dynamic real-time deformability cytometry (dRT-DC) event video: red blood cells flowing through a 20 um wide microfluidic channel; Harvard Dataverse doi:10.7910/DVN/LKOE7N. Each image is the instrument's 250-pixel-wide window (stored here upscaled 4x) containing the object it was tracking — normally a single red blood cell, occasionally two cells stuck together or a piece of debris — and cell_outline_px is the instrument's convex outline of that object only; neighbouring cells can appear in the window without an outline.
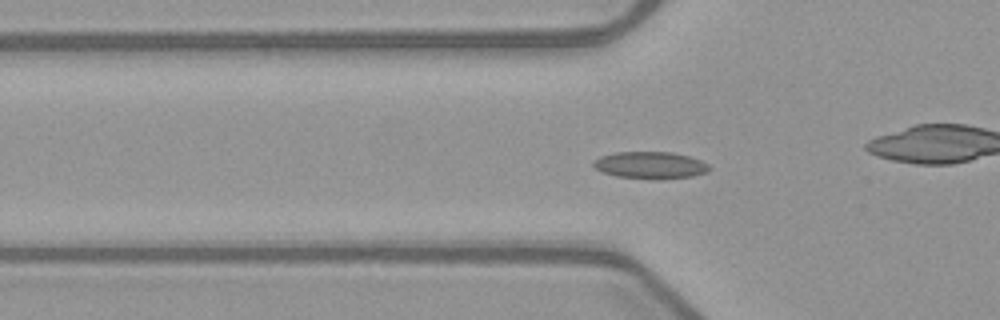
{"species": "common noctule bat (a hibernating species)", "species_latin": "Nyctalus noctula", "temperature_condition": "warm", "stored_images_in_passage": 38, "camera_frame_rate_fps": 3000, "um_per_image_px": 0.085, "animal": {"sex": "female", "body_mass_g": 21.9}, "frame": {"image": 1, "passage_image": 3, "time_ms": 0.667, "image_size_px": [1000, 320], "cell_outline_px": [[712, 168], [708, 172], [692, 176], [656, 180], [652, 180], [616, 176], [604, 172], [596, 168], [592, 164], [592, 160], [600, 156], [616, 152], [672, 152], [688, 156], [700, 160], [708, 164]], "centroid_in_image_um": [55.28, 14.05], "position_along_channel_um": 70.5, "area_um2": 18.44}}
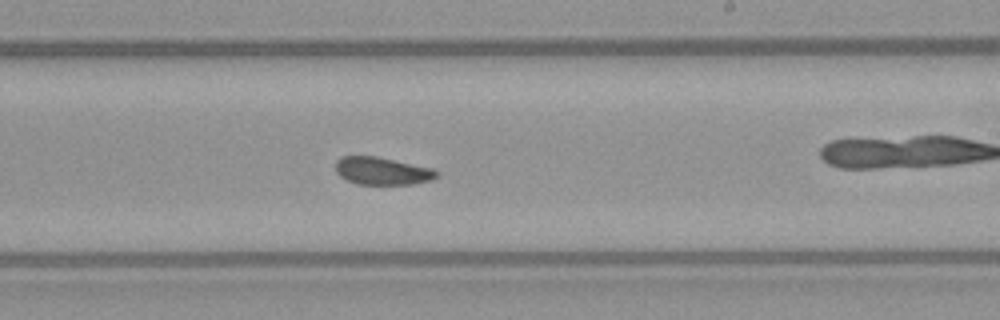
{"frame": {"image": 2, "passage_image": 17, "time_ms": 5.333, "image_size_px": [1000, 320], "cell_outline_px": [[440, 176], [432, 180], [412, 184], [356, 184], [340, 176], [336, 172], [336, 160], [340, 156], [376, 156], [432, 168], [440, 172]], "centroid_in_image_um": [32.51, 14.53], "position_along_channel_um": 256.5, "area_um2": 16.36}}
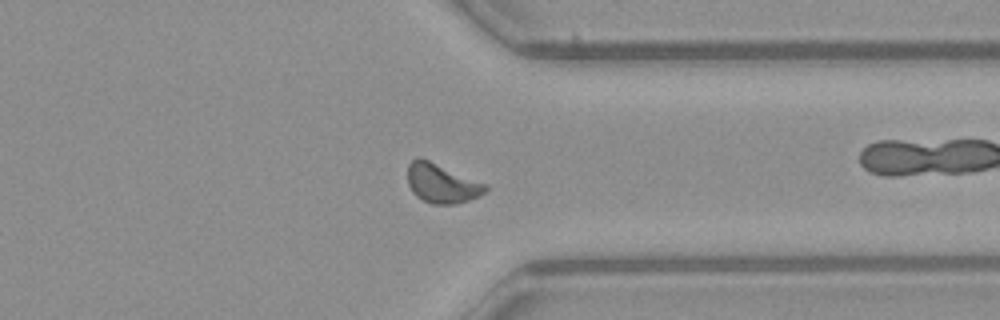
{"frame": {"image": 3, "passage_image": 26, "time_ms": 8.333, "image_size_px": [1000, 320], "cell_outline_px": [[488, 188], [484, 192], [468, 200], [456, 204], [432, 204], [416, 196], [412, 192], [408, 184], [408, 164], [416, 156], [420, 156], [488, 184]], "centroid_in_image_um": [37.53, 15.56], "position_along_channel_um": 373.9, "area_um2": 17.92}, "authors_computed_cell_mechanics": {"area_um2": 16.8487, "velocity_mm_per_s": 3.9632, "shape_relaxation_time_tau1_ms": 3.9512, "shape_relaxation_time_tau2_ms": 2.1441, "deformation_change_tau1": 0.0871, "deformation_change_tau2": 0.0764}}